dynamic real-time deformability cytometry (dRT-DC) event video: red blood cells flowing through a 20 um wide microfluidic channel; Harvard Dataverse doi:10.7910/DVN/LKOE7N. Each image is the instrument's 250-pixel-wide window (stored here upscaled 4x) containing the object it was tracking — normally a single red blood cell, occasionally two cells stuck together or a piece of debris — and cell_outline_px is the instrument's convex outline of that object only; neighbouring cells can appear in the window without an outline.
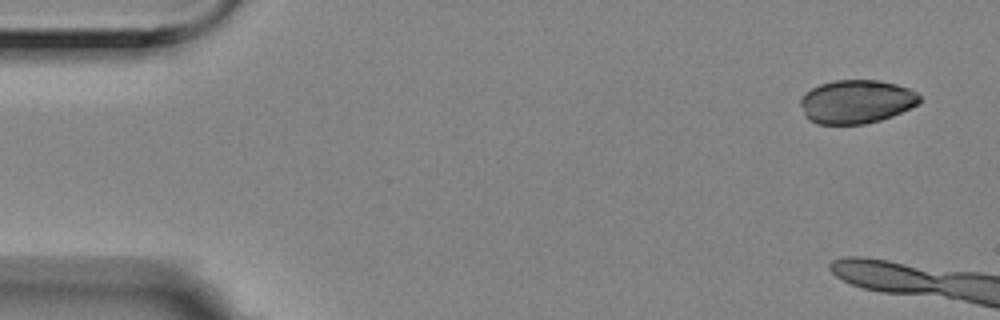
{"species": "Egyptian fruit bat (a non-hibernating species)", "species_latin": "Rousettus aegyptiacus", "temperature_condition": "room temperature", "stored_images_in_passage": 6, "camera_frame_rate_fps": 3000, "um_per_image_px": 0.085, "animal": {"sex": "female"}, "frame": {"image": 1, "passage_image": 1, "time_ms": 0.0, "image_size_px": [1000, 320], "cell_outline_px": [[920, 104], [892, 116], [880, 120], [864, 124], [820, 124], [808, 120], [804, 116], [800, 104], [800, 100], [804, 92], [820, 84], [836, 80], [880, 80], [896, 84], [908, 88], [916, 92], [920, 96]], "centroid_in_image_um": [72.78, 8.64], "position_along_channel_um": 12.2, "area_um2": 30.46}}